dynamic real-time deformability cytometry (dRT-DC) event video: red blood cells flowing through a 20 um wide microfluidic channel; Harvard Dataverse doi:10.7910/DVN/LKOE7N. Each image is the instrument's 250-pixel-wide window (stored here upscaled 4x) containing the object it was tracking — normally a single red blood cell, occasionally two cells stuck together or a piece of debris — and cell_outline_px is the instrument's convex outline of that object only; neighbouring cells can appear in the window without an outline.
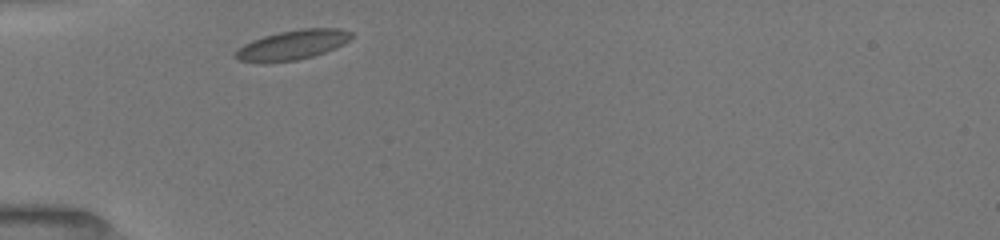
{"species": "common noctule bat (a hibernating species)", "species_latin": "Nyctalus noctula", "temperature_condition": "room temperature", "stored_images_in_passage": 5, "camera_frame_rate_fps": 3000, "um_per_image_px": 0.085, "animal": {"sex": "female", "body_mass_g": 19.5, "forearm_length_mm": 54.1}, "frame": {"image": 1, "passage_image": 1, "time_ms": 0.0, "image_size_px": [1000, 240], "cell_outline_px": [[352, 36], [344, 44], [336, 48], [312, 56], [296, 60], [260, 64], [236, 60], [232, 56], [244, 44], [252, 40], [264, 36], [280, 32], [300, 28], [340, 28], [352, 32]], "centroid_in_image_um": [24.82, 3.83], "position_along_channel_um": 60.2, "area_um2": 20.23}}
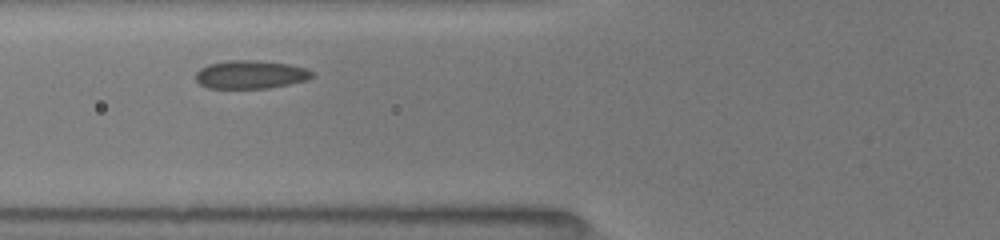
{"frame": {"image": 2, "passage_image": 3, "time_ms": 1.333, "image_size_px": [1000, 240], "cell_outline_px": [[316, 76], [308, 80], [268, 88], [208, 88], [200, 84], [196, 80], [196, 72], [200, 68], [208, 64], [228, 60], [256, 60], [288, 64], [304, 68], [312, 72]], "centroid_in_image_um": [21.29, 6.33], "position_along_channel_um": 104.5, "area_um2": 19.19}}
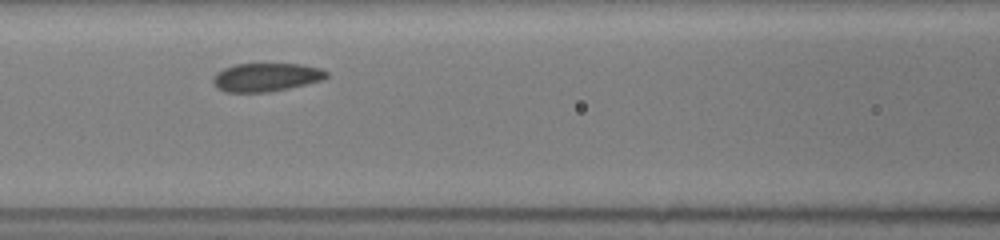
{"frame": {"image": 3, "passage_image": 4, "time_ms": 2.333, "image_size_px": [1000, 240], "cell_outline_px": [[328, 76], [324, 80], [288, 88], [268, 92], [224, 92], [216, 88], [212, 80], [212, 76], [216, 72], [224, 68], [236, 64], [304, 64], [320, 68], [328, 72]], "centroid_in_image_um": [22.61, 6.56], "position_along_channel_um": 144.0, "area_um2": 18.96}}